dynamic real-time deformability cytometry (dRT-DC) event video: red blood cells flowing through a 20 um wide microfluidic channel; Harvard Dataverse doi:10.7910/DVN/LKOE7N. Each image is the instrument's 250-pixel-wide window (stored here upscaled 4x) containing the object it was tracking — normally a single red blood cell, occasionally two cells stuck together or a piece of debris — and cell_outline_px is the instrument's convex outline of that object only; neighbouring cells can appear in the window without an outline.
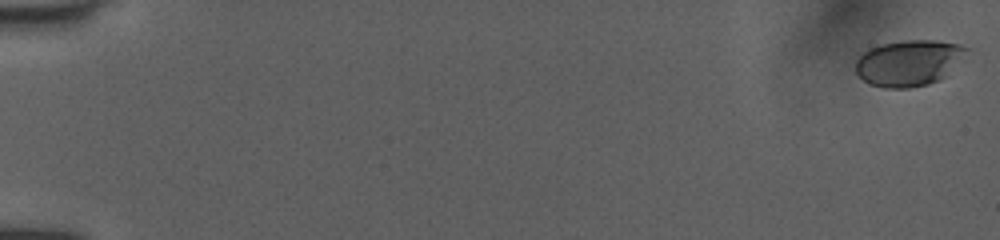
{"species": "human", "species_latin": "Homo sapiens", "temperature_condition": "room temperature", "stored_images_in_passage": 17, "camera_frame_rate_fps": 3000, "um_per_image_px": 0.085, "donor": {"sex": "female"}, "frame": {"image": 1, "passage_image": 1, "time_ms": 0.0, "image_size_px": [1000, 240], "cell_outline_px": [[972, 48], [940, 80], [928, 84], [908, 88], [884, 88], [868, 84], [856, 72], [856, 60], [864, 52], [880, 44], [904, 40], [936, 40], [960, 44]], "centroid_in_image_um": [77.26, 5.34], "position_along_channel_um": 7.7, "area_um2": 29.71}}
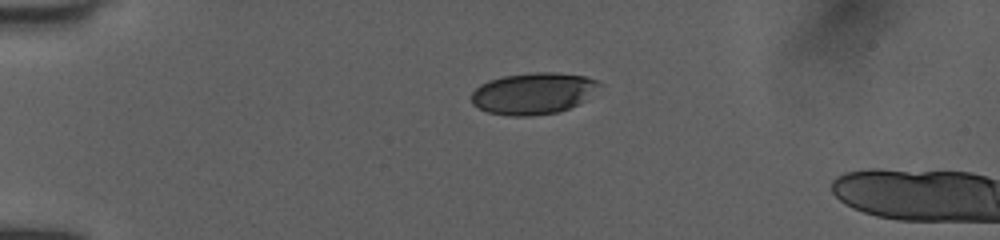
{"frame": {"image": 2, "passage_image": 14, "time_ms": 4.333, "image_size_px": [1000, 240], "cell_outline_px": [[604, 84], [580, 104], [556, 112], [532, 116], [508, 116], [488, 112], [472, 104], [472, 92], [480, 84], [488, 80], [504, 76], [532, 72], [556, 72], [584, 76], [596, 80]], "centroid_in_image_um": [45.34, 7.93], "position_along_channel_um": 39.7, "area_um2": 31.1}}